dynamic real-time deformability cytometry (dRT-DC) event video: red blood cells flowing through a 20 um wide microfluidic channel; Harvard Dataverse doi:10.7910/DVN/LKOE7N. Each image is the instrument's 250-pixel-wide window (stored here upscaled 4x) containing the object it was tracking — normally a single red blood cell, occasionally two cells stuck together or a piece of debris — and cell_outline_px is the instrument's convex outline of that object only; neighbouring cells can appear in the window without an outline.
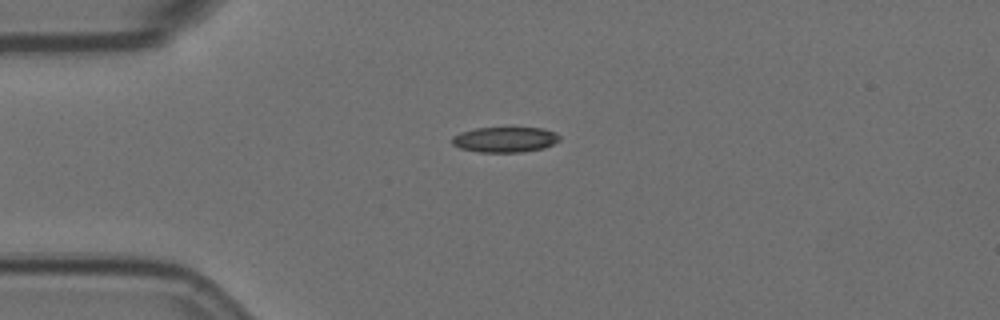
{"species": "Egyptian fruit bat (a non-hibernating species)", "species_latin": "Rousettus aegyptiacus", "temperature_condition": "room temperature", "stored_images_in_passage": 3, "camera_frame_rate_fps": 3000, "um_per_image_px": 0.085, "animal": {"sex": "female"}, "frame": {"image": 1, "passage_image": 3, "time_ms": 0.667, "image_size_px": [1000, 320], "cell_outline_px": [[560, 140], [544, 148], [520, 152], [480, 152], [460, 148], [452, 144], [452, 136], [460, 132], [476, 128], [544, 128], [556, 132], [560, 136]], "centroid_in_image_um": [42.93, 11.86], "position_along_channel_um": 42.1, "area_um2": 15.9}}